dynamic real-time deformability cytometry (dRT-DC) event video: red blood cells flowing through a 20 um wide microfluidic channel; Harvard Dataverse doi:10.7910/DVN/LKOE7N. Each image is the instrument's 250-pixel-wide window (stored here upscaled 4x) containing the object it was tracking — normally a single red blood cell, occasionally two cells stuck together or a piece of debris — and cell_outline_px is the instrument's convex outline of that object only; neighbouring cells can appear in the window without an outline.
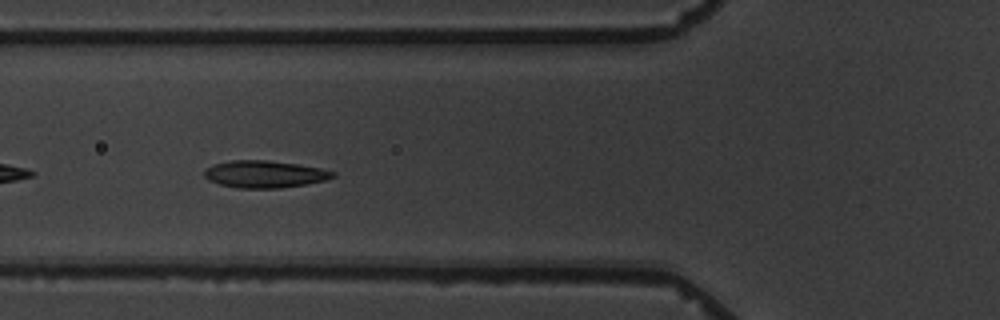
{"species": "common noctule bat (a hibernating species)", "species_latin": "Nyctalus noctula", "temperature_condition": "warm", "stored_images_in_passage": 7, "camera_frame_rate_fps": 3000, "um_per_image_px": 0.085, "animal": {"sex": "male", "body_mass_g": 19.5, "forearm_length_mm": 54.6}, "frame": {"image": 1, "passage_image": 6, "time_ms": 5.667, "image_size_px": [1000, 320], "cell_outline_px": [[336, 176], [324, 180], [304, 184], [280, 188], [236, 188], [220, 184], [208, 180], [204, 176], [204, 168], [212, 164], [232, 160], [268, 160], [296, 164], [320, 168], [336, 172]], "centroid_in_image_um": [22.44, 14.8], "position_along_channel_um": 103.4, "area_um2": 20.35}}
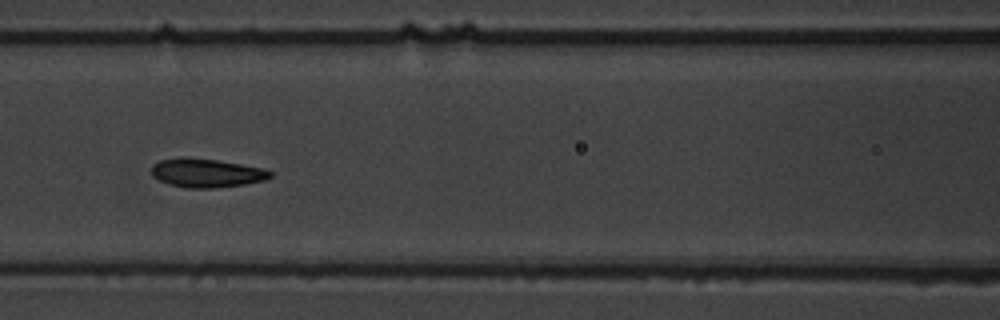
{"frame": {"image": 2, "passage_image": 7, "time_ms": 7.0, "image_size_px": [1000, 320], "cell_outline_px": [[272, 176], [264, 180], [244, 184], [212, 188], [188, 188], [168, 184], [152, 176], [152, 164], [160, 160], [180, 156], [184, 156], [216, 160], [264, 168], [272, 172]], "centroid_in_image_um": [17.52, 14.69], "position_along_channel_um": 149.1, "area_um2": 19.94}}